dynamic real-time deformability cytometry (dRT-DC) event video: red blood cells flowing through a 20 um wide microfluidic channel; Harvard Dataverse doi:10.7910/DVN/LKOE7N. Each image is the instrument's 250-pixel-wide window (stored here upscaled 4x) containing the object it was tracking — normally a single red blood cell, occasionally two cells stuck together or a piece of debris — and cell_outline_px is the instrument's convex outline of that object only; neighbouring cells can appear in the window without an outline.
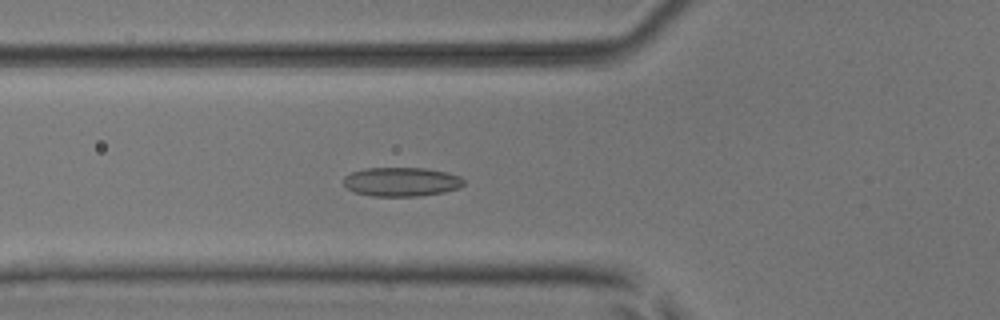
{"species": "common noctule bat (a hibernating species)", "species_latin": "Nyctalus noctula", "temperature_condition": "room temperature", "stored_images_in_passage": 39, "camera_frame_rate_fps": 3000, "um_per_image_px": 0.085, "animal": {"sex": "male", "body_mass_g": 17.9, "forearm_length_mm": 54.2}, "frame": {"image": 1, "passage_image": 6, "time_ms": 1.667, "image_size_px": [1000, 320], "cell_outline_px": [[464, 184], [460, 188], [444, 192], [420, 196], [372, 196], [356, 192], [348, 188], [344, 184], [344, 176], [352, 172], [364, 168], [424, 168], [444, 172], [460, 176], [464, 180]], "centroid_in_image_um": [34.13, 15.45], "position_along_channel_um": 91.7, "area_um2": 20.29}}
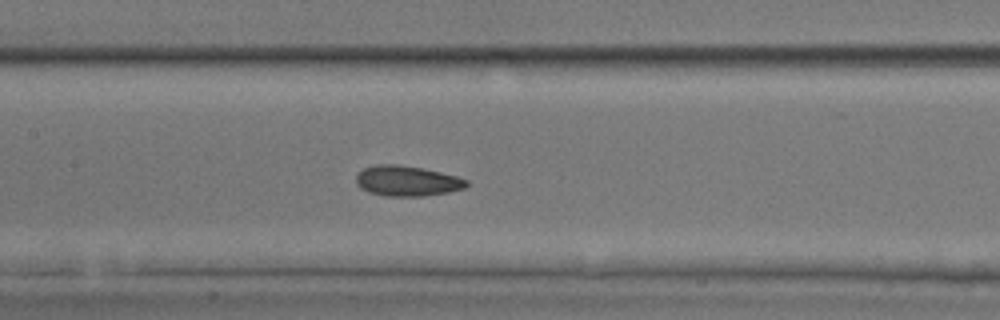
{"frame": {"image": 2, "passage_image": 12, "time_ms": 3.667, "image_size_px": [1000, 320], "cell_outline_px": [[468, 184], [464, 188], [448, 192], [424, 196], [384, 196], [368, 192], [360, 188], [356, 184], [356, 176], [364, 168], [376, 164], [396, 164], [424, 168], [456, 176], [468, 180]], "centroid_in_image_um": [34.58, 15.38], "position_along_channel_um": 172.8, "area_um2": 19.59}}
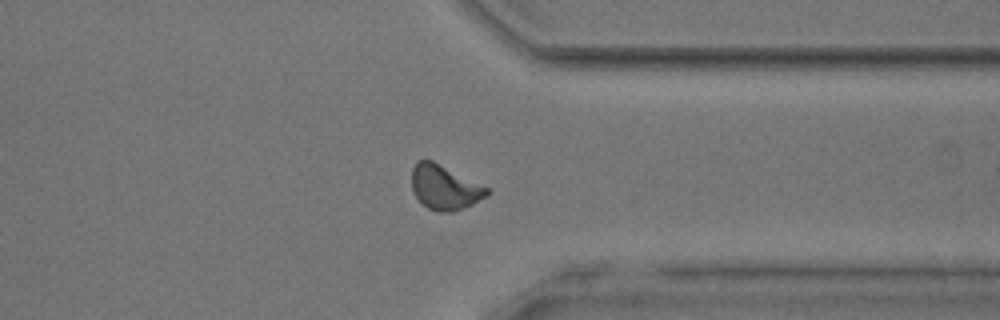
{"frame": {"image": 3, "passage_image": 27, "time_ms": 8.667, "image_size_px": [1000, 320], "cell_outline_px": [[492, 192], [488, 196], [464, 208], [452, 212], [444, 212], [428, 208], [416, 196], [412, 188], [412, 168], [416, 160], [432, 160], [488, 188]], "centroid_in_image_um": [37.8, 15.92], "position_along_channel_um": 373.6, "area_um2": 19.31}, "authors_computed_cell_mechanics": {"area_um2": 18.8428, "velocity_mm_per_s": 4.0597, "shape_relaxation_time_tau1_ms": 5.0891, "shape_relaxation_time_tau2_ms": 2.4442, "deformation_change_tau1": 0.1079, "deformation_change_tau2": 0.0867}}